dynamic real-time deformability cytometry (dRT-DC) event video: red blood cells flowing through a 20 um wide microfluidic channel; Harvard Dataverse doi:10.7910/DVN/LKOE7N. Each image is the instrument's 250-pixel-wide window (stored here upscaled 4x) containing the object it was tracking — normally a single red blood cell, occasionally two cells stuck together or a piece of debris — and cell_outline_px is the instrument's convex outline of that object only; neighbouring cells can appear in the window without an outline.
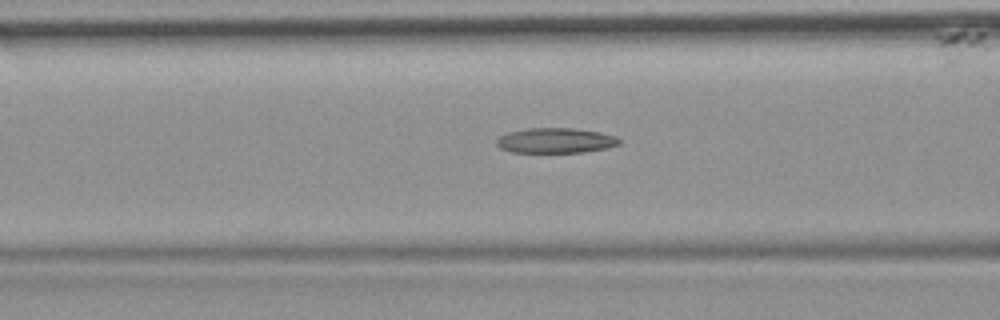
{"species": "common noctule bat (a hibernating species)", "species_latin": "Nyctalus noctula", "temperature_condition": "room temperature", "stored_images_in_passage": 40, "camera_frame_rate_fps": 3000, "um_per_image_px": 0.085, "animal": {"sex": "female", "body_mass_g": 19.9}, "frame": {"image": 1, "passage_image": 7, "time_ms": 2.0, "image_size_px": [1000, 320], "cell_outline_px": [[620, 144], [608, 148], [584, 152], [512, 152], [500, 148], [496, 144], [496, 140], [500, 136], [508, 132], [528, 128], [576, 128], [600, 132], [616, 136], [620, 140]], "centroid_in_image_um": [47.24, 11.94], "position_along_channel_um": 119.4, "area_um2": 18.03}, "authors_computed_cell_mechanics": {"area_um2": 17.8024, "velocity_mm_per_s": 3.7297, "shape_relaxation_time_tau1_ms": null, "shape_relaxation_time_tau2_ms": 8.6968, "deformation_change_tau1": null, "deformation_change_tau2": 0.2155}}